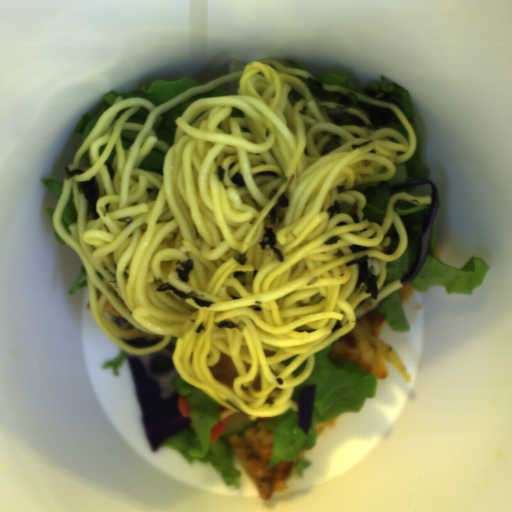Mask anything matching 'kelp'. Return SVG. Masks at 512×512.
<instances>
[{"instance_id":"obj_15","label":"kelp","mask_w":512,"mask_h":512,"mask_svg":"<svg viewBox=\"0 0 512 512\" xmlns=\"http://www.w3.org/2000/svg\"><path fill=\"white\" fill-rule=\"evenodd\" d=\"M85 170H81V169H72L70 170L67 165L64 167V172L67 176V178H73L74 176L76 175H81L84 173Z\"/></svg>"},{"instance_id":"obj_7","label":"kelp","mask_w":512,"mask_h":512,"mask_svg":"<svg viewBox=\"0 0 512 512\" xmlns=\"http://www.w3.org/2000/svg\"><path fill=\"white\" fill-rule=\"evenodd\" d=\"M179 279L184 283L189 281V275L191 271L194 269L193 259H186L185 261L177 260L174 267Z\"/></svg>"},{"instance_id":"obj_4","label":"kelp","mask_w":512,"mask_h":512,"mask_svg":"<svg viewBox=\"0 0 512 512\" xmlns=\"http://www.w3.org/2000/svg\"><path fill=\"white\" fill-rule=\"evenodd\" d=\"M79 185L86 197L91 219L98 220L101 216L97 211L96 203L100 196L101 187L96 177L93 176L90 180L81 181Z\"/></svg>"},{"instance_id":"obj_9","label":"kelp","mask_w":512,"mask_h":512,"mask_svg":"<svg viewBox=\"0 0 512 512\" xmlns=\"http://www.w3.org/2000/svg\"><path fill=\"white\" fill-rule=\"evenodd\" d=\"M347 216H350L351 219L354 221L355 224H358L361 222L360 216H359V204L358 201L354 202L351 207L346 212Z\"/></svg>"},{"instance_id":"obj_2","label":"kelp","mask_w":512,"mask_h":512,"mask_svg":"<svg viewBox=\"0 0 512 512\" xmlns=\"http://www.w3.org/2000/svg\"><path fill=\"white\" fill-rule=\"evenodd\" d=\"M370 256L362 255L358 258H354L351 261L345 263V267L358 265L359 271L355 284V289H359L361 287V283L366 285V293L370 295V298L378 300L379 292H378V283L376 274L373 273L370 269Z\"/></svg>"},{"instance_id":"obj_12","label":"kelp","mask_w":512,"mask_h":512,"mask_svg":"<svg viewBox=\"0 0 512 512\" xmlns=\"http://www.w3.org/2000/svg\"><path fill=\"white\" fill-rule=\"evenodd\" d=\"M261 176H269L272 177L274 180H278L279 178H281V175L274 170H265L254 173L253 175H251V178L254 179Z\"/></svg>"},{"instance_id":"obj_13","label":"kelp","mask_w":512,"mask_h":512,"mask_svg":"<svg viewBox=\"0 0 512 512\" xmlns=\"http://www.w3.org/2000/svg\"><path fill=\"white\" fill-rule=\"evenodd\" d=\"M234 278L238 280L242 287H246L247 285V273L241 270H236L234 273Z\"/></svg>"},{"instance_id":"obj_5","label":"kelp","mask_w":512,"mask_h":512,"mask_svg":"<svg viewBox=\"0 0 512 512\" xmlns=\"http://www.w3.org/2000/svg\"><path fill=\"white\" fill-rule=\"evenodd\" d=\"M285 207H289V199L285 192H282L281 196L277 198L276 205L270 209L266 216L273 227L277 228L282 224L284 218L281 211Z\"/></svg>"},{"instance_id":"obj_8","label":"kelp","mask_w":512,"mask_h":512,"mask_svg":"<svg viewBox=\"0 0 512 512\" xmlns=\"http://www.w3.org/2000/svg\"><path fill=\"white\" fill-rule=\"evenodd\" d=\"M214 325L216 327H218L219 329H223V328H229V329H236L239 333H244V330H245V327H246V324L245 322H234L233 320H229V319H224L222 320L221 322H213Z\"/></svg>"},{"instance_id":"obj_14","label":"kelp","mask_w":512,"mask_h":512,"mask_svg":"<svg viewBox=\"0 0 512 512\" xmlns=\"http://www.w3.org/2000/svg\"><path fill=\"white\" fill-rule=\"evenodd\" d=\"M343 240L341 238L340 235H332L330 238H328L325 242H323L322 244L324 246H336L337 244H339V242Z\"/></svg>"},{"instance_id":"obj_3","label":"kelp","mask_w":512,"mask_h":512,"mask_svg":"<svg viewBox=\"0 0 512 512\" xmlns=\"http://www.w3.org/2000/svg\"><path fill=\"white\" fill-rule=\"evenodd\" d=\"M153 282L156 285L157 292L171 291L175 295L179 296L182 299H192L197 305L202 307H211L212 301L202 300L198 297V293L195 290H191V292H182L173 285H171L168 281L165 282V279L162 276H155L153 278Z\"/></svg>"},{"instance_id":"obj_6","label":"kelp","mask_w":512,"mask_h":512,"mask_svg":"<svg viewBox=\"0 0 512 512\" xmlns=\"http://www.w3.org/2000/svg\"><path fill=\"white\" fill-rule=\"evenodd\" d=\"M264 240L259 241L258 244L261 249H266V245H268L272 251L274 252L277 260L279 262H284V257L281 253V251L275 246L276 245V237L273 230V227H268L267 225L264 226V232H263Z\"/></svg>"},{"instance_id":"obj_17","label":"kelp","mask_w":512,"mask_h":512,"mask_svg":"<svg viewBox=\"0 0 512 512\" xmlns=\"http://www.w3.org/2000/svg\"><path fill=\"white\" fill-rule=\"evenodd\" d=\"M216 170L219 182H223L225 180L226 170L221 165L216 167Z\"/></svg>"},{"instance_id":"obj_11","label":"kelp","mask_w":512,"mask_h":512,"mask_svg":"<svg viewBox=\"0 0 512 512\" xmlns=\"http://www.w3.org/2000/svg\"><path fill=\"white\" fill-rule=\"evenodd\" d=\"M230 179L235 187H238V188L246 187L244 176L239 171L235 172Z\"/></svg>"},{"instance_id":"obj_16","label":"kelp","mask_w":512,"mask_h":512,"mask_svg":"<svg viewBox=\"0 0 512 512\" xmlns=\"http://www.w3.org/2000/svg\"><path fill=\"white\" fill-rule=\"evenodd\" d=\"M233 259L237 263H240L242 266H244L246 261H247V257H246V255L244 253H242V251H236L235 254H234Z\"/></svg>"},{"instance_id":"obj_10","label":"kelp","mask_w":512,"mask_h":512,"mask_svg":"<svg viewBox=\"0 0 512 512\" xmlns=\"http://www.w3.org/2000/svg\"><path fill=\"white\" fill-rule=\"evenodd\" d=\"M342 212V209H341V206L339 204V200H333V204L326 209V213L329 214V219H332L334 215H339L341 214Z\"/></svg>"},{"instance_id":"obj_1","label":"kelp","mask_w":512,"mask_h":512,"mask_svg":"<svg viewBox=\"0 0 512 512\" xmlns=\"http://www.w3.org/2000/svg\"><path fill=\"white\" fill-rule=\"evenodd\" d=\"M312 95L320 101L337 104L331 108L323 104V109L330 122L346 127H362L378 130L387 125H401L397 114L389 108H382L360 101L356 94L329 92L324 83L307 77L304 81Z\"/></svg>"}]
</instances>
